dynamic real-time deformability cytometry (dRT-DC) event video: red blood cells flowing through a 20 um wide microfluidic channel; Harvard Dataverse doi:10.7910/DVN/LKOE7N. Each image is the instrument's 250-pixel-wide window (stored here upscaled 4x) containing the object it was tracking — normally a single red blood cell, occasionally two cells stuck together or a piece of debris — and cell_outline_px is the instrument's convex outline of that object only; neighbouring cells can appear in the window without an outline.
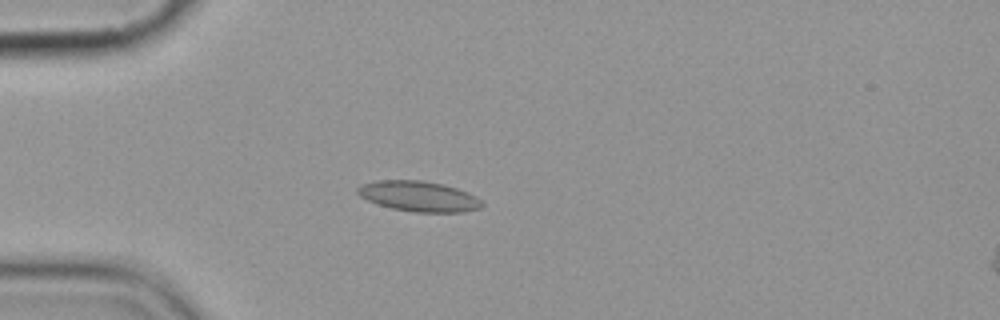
{"species": "common noctule bat (a hibernating species)", "species_latin": "Nyctalus noctula", "temperature_condition": "cold", "stored_images_in_passage": 4, "camera_frame_rate_fps": 3000, "um_per_image_px": 0.085, "animal": {"sex": "female", "body_mass_g": 19.9}, "frame": {"image": 1, "passage_image": 4, "time_ms": 3.333, "image_size_px": [1000, 320], "cell_outline_px": [[484, 204], [480, 208], [464, 212], [416, 212], [392, 208], [376, 204], [360, 196], [356, 192], [356, 188], [360, 184], [376, 180], [420, 180], [444, 184], [468, 192], [476, 196]], "centroid_in_image_um": [35.58, 16.68], "position_along_channel_um": 49.4, "area_um2": 22.14}}